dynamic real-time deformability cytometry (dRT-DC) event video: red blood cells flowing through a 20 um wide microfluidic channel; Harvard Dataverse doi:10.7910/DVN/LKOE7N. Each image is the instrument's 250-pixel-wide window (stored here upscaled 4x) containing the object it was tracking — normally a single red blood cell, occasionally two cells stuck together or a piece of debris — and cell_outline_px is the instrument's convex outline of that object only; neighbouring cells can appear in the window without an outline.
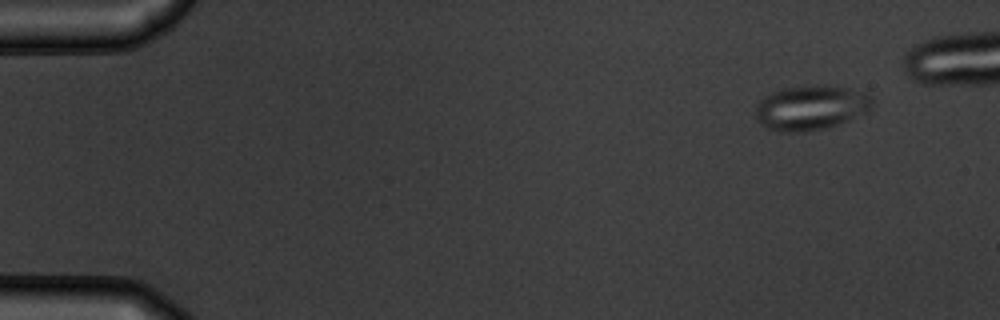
{"species": "common noctule bat (a hibernating species)", "species_latin": "Nyctalus noctula", "temperature_condition": "warm", "stored_images_in_passage": 46, "camera_frame_rate_fps": 3000, "um_per_image_px": 0.085, "animal": {"sex": "male", "body_mass_g": 19.5, "forearm_length_mm": 54.6}, "frame": {"image": 1, "passage_image": 2, "time_ms": 0.333, "image_size_px": [1000, 320], "cell_outline_px": [[872, 108], [868, 112], [848, 120], [824, 128], [804, 132], [776, 132], [760, 124], [756, 116], [756, 104], [764, 96], [772, 92], [784, 88], [816, 84], [844, 88], [868, 92], [872, 96]], "centroid_in_image_um": [68.92, 9.15], "position_along_channel_um": 16.1, "area_um2": 30.58}}
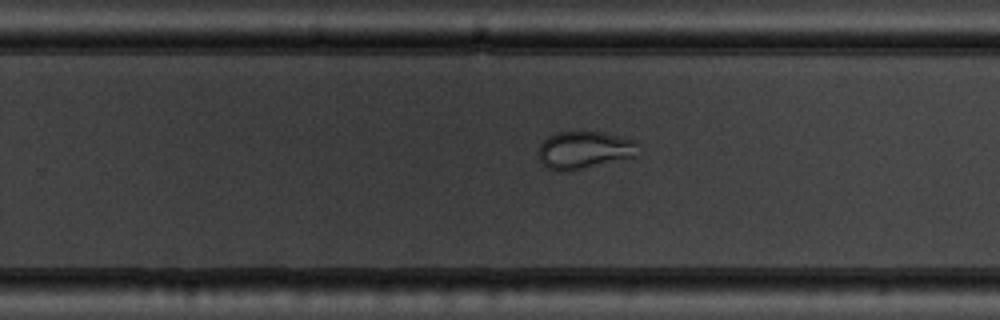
{"frame": {"image": 2, "passage_image": 32, "time_ms": 10.333, "image_size_px": [1000, 320], "cell_outline_px": [[640, 156], [568, 172], [548, 168], [540, 160], [536, 152], [540, 144], [548, 136], [556, 132], [600, 132], [636, 140], [640, 144]], "centroid_in_image_um": [49.73, 12.76], "position_along_channel_um": 280.1, "area_um2": 22.31}}
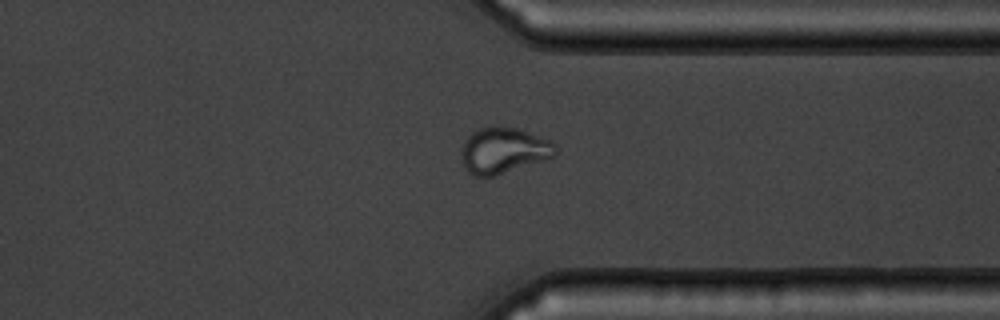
{"frame": {"image": 3, "passage_image": 39, "time_ms": 12.667, "image_size_px": [1000, 320], "cell_outline_px": [[556, 152], [552, 156], [496, 176], [476, 176], [468, 172], [464, 164], [460, 152], [468, 136], [472, 132], [480, 128], [516, 128], [552, 140], [556, 144]], "centroid_in_image_um": [42.8, 12.8], "position_along_channel_um": 368.6, "area_um2": 24.57}, "authors_computed_cell_mechanics": {"area_um2": 25.6343, "velocity_mm_per_s": 3.8003, "shape_relaxation_time_tau1_ms": 6.4849, "shape_relaxation_time_tau2_ms": 1.7721, "deformation_change_tau1": 0.0918, "deformation_change_tau2": 0.0572}}